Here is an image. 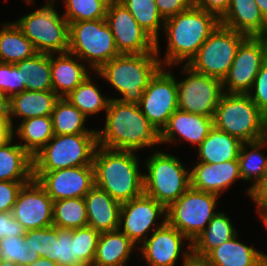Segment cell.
I'll return each mask as SVG.
<instances>
[{
    "label": "cell",
    "mask_w": 267,
    "mask_h": 266,
    "mask_svg": "<svg viewBox=\"0 0 267 266\" xmlns=\"http://www.w3.org/2000/svg\"><path fill=\"white\" fill-rule=\"evenodd\" d=\"M104 128L97 129L98 145L104 148L137 152L160 144V133L135 103L110 98Z\"/></svg>",
    "instance_id": "obj_1"
},
{
    "label": "cell",
    "mask_w": 267,
    "mask_h": 266,
    "mask_svg": "<svg viewBox=\"0 0 267 266\" xmlns=\"http://www.w3.org/2000/svg\"><path fill=\"white\" fill-rule=\"evenodd\" d=\"M219 24L215 14L194 5L166 19L162 30L168 43L162 66L188 64Z\"/></svg>",
    "instance_id": "obj_2"
},
{
    "label": "cell",
    "mask_w": 267,
    "mask_h": 266,
    "mask_svg": "<svg viewBox=\"0 0 267 266\" xmlns=\"http://www.w3.org/2000/svg\"><path fill=\"white\" fill-rule=\"evenodd\" d=\"M133 151L98 145L93 160L95 185L120 203L144 193L143 173Z\"/></svg>",
    "instance_id": "obj_3"
},
{
    "label": "cell",
    "mask_w": 267,
    "mask_h": 266,
    "mask_svg": "<svg viewBox=\"0 0 267 266\" xmlns=\"http://www.w3.org/2000/svg\"><path fill=\"white\" fill-rule=\"evenodd\" d=\"M159 48L156 44L157 52L120 54L96 71L100 78L108 80L111 86L122 95L121 98L113 99L135 104L141 101L150 80L163 67L159 59Z\"/></svg>",
    "instance_id": "obj_4"
},
{
    "label": "cell",
    "mask_w": 267,
    "mask_h": 266,
    "mask_svg": "<svg viewBox=\"0 0 267 266\" xmlns=\"http://www.w3.org/2000/svg\"><path fill=\"white\" fill-rule=\"evenodd\" d=\"M213 124L242 142H253L267 136V116L248 94L224 92L215 110Z\"/></svg>",
    "instance_id": "obj_5"
},
{
    "label": "cell",
    "mask_w": 267,
    "mask_h": 266,
    "mask_svg": "<svg viewBox=\"0 0 267 266\" xmlns=\"http://www.w3.org/2000/svg\"><path fill=\"white\" fill-rule=\"evenodd\" d=\"M97 133L54 135L33 158V172L93 165Z\"/></svg>",
    "instance_id": "obj_6"
},
{
    "label": "cell",
    "mask_w": 267,
    "mask_h": 266,
    "mask_svg": "<svg viewBox=\"0 0 267 266\" xmlns=\"http://www.w3.org/2000/svg\"><path fill=\"white\" fill-rule=\"evenodd\" d=\"M145 165L144 193L166 208L190 188V171L178 157L157 150Z\"/></svg>",
    "instance_id": "obj_7"
},
{
    "label": "cell",
    "mask_w": 267,
    "mask_h": 266,
    "mask_svg": "<svg viewBox=\"0 0 267 266\" xmlns=\"http://www.w3.org/2000/svg\"><path fill=\"white\" fill-rule=\"evenodd\" d=\"M54 6L55 0H47L38 10L15 21L39 53H64L69 48V23Z\"/></svg>",
    "instance_id": "obj_8"
},
{
    "label": "cell",
    "mask_w": 267,
    "mask_h": 266,
    "mask_svg": "<svg viewBox=\"0 0 267 266\" xmlns=\"http://www.w3.org/2000/svg\"><path fill=\"white\" fill-rule=\"evenodd\" d=\"M68 51L89 62L95 72L120 55L106 18L69 23Z\"/></svg>",
    "instance_id": "obj_9"
},
{
    "label": "cell",
    "mask_w": 267,
    "mask_h": 266,
    "mask_svg": "<svg viewBox=\"0 0 267 266\" xmlns=\"http://www.w3.org/2000/svg\"><path fill=\"white\" fill-rule=\"evenodd\" d=\"M218 198L217 194L190 187L166 208V222L193 242L216 215Z\"/></svg>",
    "instance_id": "obj_10"
},
{
    "label": "cell",
    "mask_w": 267,
    "mask_h": 266,
    "mask_svg": "<svg viewBox=\"0 0 267 266\" xmlns=\"http://www.w3.org/2000/svg\"><path fill=\"white\" fill-rule=\"evenodd\" d=\"M219 24L187 64L194 71L223 81L227 76L240 44L247 38Z\"/></svg>",
    "instance_id": "obj_11"
},
{
    "label": "cell",
    "mask_w": 267,
    "mask_h": 266,
    "mask_svg": "<svg viewBox=\"0 0 267 266\" xmlns=\"http://www.w3.org/2000/svg\"><path fill=\"white\" fill-rule=\"evenodd\" d=\"M186 78L177 83L178 110L214 117L223 91L222 80L194 71L184 64Z\"/></svg>",
    "instance_id": "obj_12"
},
{
    "label": "cell",
    "mask_w": 267,
    "mask_h": 266,
    "mask_svg": "<svg viewBox=\"0 0 267 266\" xmlns=\"http://www.w3.org/2000/svg\"><path fill=\"white\" fill-rule=\"evenodd\" d=\"M266 61L265 38L248 36L240 44L230 70L222 81L223 91L247 94L252 89L254 80Z\"/></svg>",
    "instance_id": "obj_13"
},
{
    "label": "cell",
    "mask_w": 267,
    "mask_h": 266,
    "mask_svg": "<svg viewBox=\"0 0 267 266\" xmlns=\"http://www.w3.org/2000/svg\"><path fill=\"white\" fill-rule=\"evenodd\" d=\"M177 83L174 75L163 67L150 80L138 103L140 110L160 133L170 116L178 110Z\"/></svg>",
    "instance_id": "obj_14"
},
{
    "label": "cell",
    "mask_w": 267,
    "mask_h": 266,
    "mask_svg": "<svg viewBox=\"0 0 267 266\" xmlns=\"http://www.w3.org/2000/svg\"><path fill=\"white\" fill-rule=\"evenodd\" d=\"M106 21L120 54H144L156 51V42L141 28L128 9L118 0H110Z\"/></svg>",
    "instance_id": "obj_15"
},
{
    "label": "cell",
    "mask_w": 267,
    "mask_h": 266,
    "mask_svg": "<svg viewBox=\"0 0 267 266\" xmlns=\"http://www.w3.org/2000/svg\"><path fill=\"white\" fill-rule=\"evenodd\" d=\"M33 179L44 188L53 201L84 198L95 186L93 165L33 172Z\"/></svg>",
    "instance_id": "obj_16"
},
{
    "label": "cell",
    "mask_w": 267,
    "mask_h": 266,
    "mask_svg": "<svg viewBox=\"0 0 267 266\" xmlns=\"http://www.w3.org/2000/svg\"><path fill=\"white\" fill-rule=\"evenodd\" d=\"M163 219L139 248L149 266H175L181 255L186 258L192 253V242L188 243L187 250L183 249V240L189 239L166 222V215Z\"/></svg>",
    "instance_id": "obj_17"
},
{
    "label": "cell",
    "mask_w": 267,
    "mask_h": 266,
    "mask_svg": "<svg viewBox=\"0 0 267 266\" xmlns=\"http://www.w3.org/2000/svg\"><path fill=\"white\" fill-rule=\"evenodd\" d=\"M12 214L26 231L53 226V200L44 188L32 179L20 189Z\"/></svg>",
    "instance_id": "obj_18"
},
{
    "label": "cell",
    "mask_w": 267,
    "mask_h": 266,
    "mask_svg": "<svg viewBox=\"0 0 267 266\" xmlns=\"http://www.w3.org/2000/svg\"><path fill=\"white\" fill-rule=\"evenodd\" d=\"M164 214L166 207L143 193L122 203L118 230L126 234L135 245H140L148 238V233L153 232L151 229L156 219Z\"/></svg>",
    "instance_id": "obj_19"
},
{
    "label": "cell",
    "mask_w": 267,
    "mask_h": 266,
    "mask_svg": "<svg viewBox=\"0 0 267 266\" xmlns=\"http://www.w3.org/2000/svg\"><path fill=\"white\" fill-rule=\"evenodd\" d=\"M190 171V187L204 192L220 194L241 179L238 159L208 164L196 161Z\"/></svg>",
    "instance_id": "obj_20"
},
{
    "label": "cell",
    "mask_w": 267,
    "mask_h": 266,
    "mask_svg": "<svg viewBox=\"0 0 267 266\" xmlns=\"http://www.w3.org/2000/svg\"><path fill=\"white\" fill-rule=\"evenodd\" d=\"M214 127L213 118L176 110L160 132V143H173L177 135L198 147Z\"/></svg>",
    "instance_id": "obj_21"
},
{
    "label": "cell",
    "mask_w": 267,
    "mask_h": 266,
    "mask_svg": "<svg viewBox=\"0 0 267 266\" xmlns=\"http://www.w3.org/2000/svg\"><path fill=\"white\" fill-rule=\"evenodd\" d=\"M220 24L250 37H263L267 32V20L255 0H231Z\"/></svg>",
    "instance_id": "obj_22"
},
{
    "label": "cell",
    "mask_w": 267,
    "mask_h": 266,
    "mask_svg": "<svg viewBox=\"0 0 267 266\" xmlns=\"http://www.w3.org/2000/svg\"><path fill=\"white\" fill-rule=\"evenodd\" d=\"M87 226L101 232L118 230L122 203L96 185L84 197Z\"/></svg>",
    "instance_id": "obj_23"
},
{
    "label": "cell",
    "mask_w": 267,
    "mask_h": 266,
    "mask_svg": "<svg viewBox=\"0 0 267 266\" xmlns=\"http://www.w3.org/2000/svg\"><path fill=\"white\" fill-rule=\"evenodd\" d=\"M57 54H50L52 87L60 98H65L89 76L90 69L69 51Z\"/></svg>",
    "instance_id": "obj_24"
},
{
    "label": "cell",
    "mask_w": 267,
    "mask_h": 266,
    "mask_svg": "<svg viewBox=\"0 0 267 266\" xmlns=\"http://www.w3.org/2000/svg\"><path fill=\"white\" fill-rule=\"evenodd\" d=\"M237 239L238 234L211 250L205 258L212 266H267V254Z\"/></svg>",
    "instance_id": "obj_25"
},
{
    "label": "cell",
    "mask_w": 267,
    "mask_h": 266,
    "mask_svg": "<svg viewBox=\"0 0 267 266\" xmlns=\"http://www.w3.org/2000/svg\"><path fill=\"white\" fill-rule=\"evenodd\" d=\"M265 146H267V136L253 142H243L238 156L242 180L254 181L246 190V194L252 200L255 192L267 181V156L260 152Z\"/></svg>",
    "instance_id": "obj_26"
},
{
    "label": "cell",
    "mask_w": 267,
    "mask_h": 266,
    "mask_svg": "<svg viewBox=\"0 0 267 266\" xmlns=\"http://www.w3.org/2000/svg\"><path fill=\"white\" fill-rule=\"evenodd\" d=\"M59 96L53 90H23L10 98V121L14 128L13 117L30 119L51 116ZM13 116V117H12Z\"/></svg>",
    "instance_id": "obj_27"
},
{
    "label": "cell",
    "mask_w": 267,
    "mask_h": 266,
    "mask_svg": "<svg viewBox=\"0 0 267 266\" xmlns=\"http://www.w3.org/2000/svg\"><path fill=\"white\" fill-rule=\"evenodd\" d=\"M135 246L119 230L101 232L92 266H126Z\"/></svg>",
    "instance_id": "obj_28"
},
{
    "label": "cell",
    "mask_w": 267,
    "mask_h": 266,
    "mask_svg": "<svg viewBox=\"0 0 267 266\" xmlns=\"http://www.w3.org/2000/svg\"><path fill=\"white\" fill-rule=\"evenodd\" d=\"M13 139L0 146V181H31L33 158Z\"/></svg>",
    "instance_id": "obj_29"
},
{
    "label": "cell",
    "mask_w": 267,
    "mask_h": 266,
    "mask_svg": "<svg viewBox=\"0 0 267 266\" xmlns=\"http://www.w3.org/2000/svg\"><path fill=\"white\" fill-rule=\"evenodd\" d=\"M242 144L237 137L213 127L197 148L199 161L214 164L238 159Z\"/></svg>",
    "instance_id": "obj_30"
},
{
    "label": "cell",
    "mask_w": 267,
    "mask_h": 266,
    "mask_svg": "<svg viewBox=\"0 0 267 266\" xmlns=\"http://www.w3.org/2000/svg\"><path fill=\"white\" fill-rule=\"evenodd\" d=\"M237 233L226 213L217 212L206 228L192 242V252L205 257L211 250L230 240Z\"/></svg>",
    "instance_id": "obj_31"
},
{
    "label": "cell",
    "mask_w": 267,
    "mask_h": 266,
    "mask_svg": "<svg viewBox=\"0 0 267 266\" xmlns=\"http://www.w3.org/2000/svg\"><path fill=\"white\" fill-rule=\"evenodd\" d=\"M0 62L15 64L38 53L15 22L1 24Z\"/></svg>",
    "instance_id": "obj_32"
},
{
    "label": "cell",
    "mask_w": 267,
    "mask_h": 266,
    "mask_svg": "<svg viewBox=\"0 0 267 266\" xmlns=\"http://www.w3.org/2000/svg\"><path fill=\"white\" fill-rule=\"evenodd\" d=\"M20 73L24 90H53L51 80L50 54L36 53L34 56L15 63Z\"/></svg>",
    "instance_id": "obj_33"
},
{
    "label": "cell",
    "mask_w": 267,
    "mask_h": 266,
    "mask_svg": "<svg viewBox=\"0 0 267 266\" xmlns=\"http://www.w3.org/2000/svg\"><path fill=\"white\" fill-rule=\"evenodd\" d=\"M13 130H16L13 131L14 136L18 135L19 139H21L20 145L32 157L55 135L51 116L25 119Z\"/></svg>",
    "instance_id": "obj_34"
},
{
    "label": "cell",
    "mask_w": 267,
    "mask_h": 266,
    "mask_svg": "<svg viewBox=\"0 0 267 266\" xmlns=\"http://www.w3.org/2000/svg\"><path fill=\"white\" fill-rule=\"evenodd\" d=\"M87 117L66 98H59L51 114L55 135H68L80 133H97L84 127Z\"/></svg>",
    "instance_id": "obj_35"
},
{
    "label": "cell",
    "mask_w": 267,
    "mask_h": 266,
    "mask_svg": "<svg viewBox=\"0 0 267 266\" xmlns=\"http://www.w3.org/2000/svg\"><path fill=\"white\" fill-rule=\"evenodd\" d=\"M135 18L141 28L159 44V30L164 29V18L160 15L155 0H118ZM162 23V24H161Z\"/></svg>",
    "instance_id": "obj_36"
},
{
    "label": "cell",
    "mask_w": 267,
    "mask_h": 266,
    "mask_svg": "<svg viewBox=\"0 0 267 266\" xmlns=\"http://www.w3.org/2000/svg\"><path fill=\"white\" fill-rule=\"evenodd\" d=\"M65 98L86 117L107 110L110 101V97L102 96L90 75Z\"/></svg>",
    "instance_id": "obj_37"
},
{
    "label": "cell",
    "mask_w": 267,
    "mask_h": 266,
    "mask_svg": "<svg viewBox=\"0 0 267 266\" xmlns=\"http://www.w3.org/2000/svg\"><path fill=\"white\" fill-rule=\"evenodd\" d=\"M53 226L69 230L87 226L84 198L53 201Z\"/></svg>",
    "instance_id": "obj_38"
},
{
    "label": "cell",
    "mask_w": 267,
    "mask_h": 266,
    "mask_svg": "<svg viewBox=\"0 0 267 266\" xmlns=\"http://www.w3.org/2000/svg\"><path fill=\"white\" fill-rule=\"evenodd\" d=\"M110 0H64L68 23L106 18Z\"/></svg>",
    "instance_id": "obj_39"
},
{
    "label": "cell",
    "mask_w": 267,
    "mask_h": 266,
    "mask_svg": "<svg viewBox=\"0 0 267 266\" xmlns=\"http://www.w3.org/2000/svg\"><path fill=\"white\" fill-rule=\"evenodd\" d=\"M40 258L24 236H8L0 240V260L29 265Z\"/></svg>",
    "instance_id": "obj_40"
},
{
    "label": "cell",
    "mask_w": 267,
    "mask_h": 266,
    "mask_svg": "<svg viewBox=\"0 0 267 266\" xmlns=\"http://www.w3.org/2000/svg\"><path fill=\"white\" fill-rule=\"evenodd\" d=\"M100 232L90 226L72 229L75 256L85 266H92L97 248Z\"/></svg>",
    "instance_id": "obj_41"
},
{
    "label": "cell",
    "mask_w": 267,
    "mask_h": 266,
    "mask_svg": "<svg viewBox=\"0 0 267 266\" xmlns=\"http://www.w3.org/2000/svg\"><path fill=\"white\" fill-rule=\"evenodd\" d=\"M25 241L34 252L40 257L47 258L54 262L55 240L57 239V227L49 226L42 229L28 230L25 234Z\"/></svg>",
    "instance_id": "obj_42"
},
{
    "label": "cell",
    "mask_w": 267,
    "mask_h": 266,
    "mask_svg": "<svg viewBox=\"0 0 267 266\" xmlns=\"http://www.w3.org/2000/svg\"><path fill=\"white\" fill-rule=\"evenodd\" d=\"M54 262L59 264V266H85L79 258L75 256L72 230L57 227Z\"/></svg>",
    "instance_id": "obj_43"
},
{
    "label": "cell",
    "mask_w": 267,
    "mask_h": 266,
    "mask_svg": "<svg viewBox=\"0 0 267 266\" xmlns=\"http://www.w3.org/2000/svg\"><path fill=\"white\" fill-rule=\"evenodd\" d=\"M24 90L20 73L15 64L0 62V91L11 98Z\"/></svg>",
    "instance_id": "obj_44"
},
{
    "label": "cell",
    "mask_w": 267,
    "mask_h": 266,
    "mask_svg": "<svg viewBox=\"0 0 267 266\" xmlns=\"http://www.w3.org/2000/svg\"><path fill=\"white\" fill-rule=\"evenodd\" d=\"M247 94L267 116V61L260 68L254 80L252 89Z\"/></svg>",
    "instance_id": "obj_45"
},
{
    "label": "cell",
    "mask_w": 267,
    "mask_h": 266,
    "mask_svg": "<svg viewBox=\"0 0 267 266\" xmlns=\"http://www.w3.org/2000/svg\"><path fill=\"white\" fill-rule=\"evenodd\" d=\"M30 181H0V213L12 212L18 193Z\"/></svg>",
    "instance_id": "obj_46"
},
{
    "label": "cell",
    "mask_w": 267,
    "mask_h": 266,
    "mask_svg": "<svg viewBox=\"0 0 267 266\" xmlns=\"http://www.w3.org/2000/svg\"><path fill=\"white\" fill-rule=\"evenodd\" d=\"M155 2L164 20L188 10L194 5L193 0H155Z\"/></svg>",
    "instance_id": "obj_47"
},
{
    "label": "cell",
    "mask_w": 267,
    "mask_h": 266,
    "mask_svg": "<svg viewBox=\"0 0 267 266\" xmlns=\"http://www.w3.org/2000/svg\"><path fill=\"white\" fill-rule=\"evenodd\" d=\"M25 228L13 217L12 212L0 213V240L8 236H25Z\"/></svg>",
    "instance_id": "obj_48"
},
{
    "label": "cell",
    "mask_w": 267,
    "mask_h": 266,
    "mask_svg": "<svg viewBox=\"0 0 267 266\" xmlns=\"http://www.w3.org/2000/svg\"><path fill=\"white\" fill-rule=\"evenodd\" d=\"M231 0H193L194 6L215 14L219 19L228 10Z\"/></svg>",
    "instance_id": "obj_49"
},
{
    "label": "cell",
    "mask_w": 267,
    "mask_h": 266,
    "mask_svg": "<svg viewBox=\"0 0 267 266\" xmlns=\"http://www.w3.org/2000/svg\"><path fill=\"white\" fill-rule=\"evenodd\" d=\"M257 214H267V181L255 192L253 200Z\"/></svg>",
    "instance_id": "obj_50"
},
{
    "label": "cell",
    "mask_w": 267,
    "mask_h": 266,
    "mask_svg": "<svg viewBox=\"0 0 267 266\" xmlns=\"http://www.w3.org/2000/svg\"><path fill=\"white\" fill-rule=\"evenodd\" d=\"M13 129L10 119H0V146L14 137Z\"/></svg>",
    "instance_id": "obj_51"
},
{
    "label": "cell",
    "mask_w": 267,
    "mask_h": 266,
    "mask_svg": "<svg viewBox=\"0 0 267 266\" xmlns=\"http://www.w3.org/2000/svg\"><path fill=\"white\" fill-rule=\"evenodd\" d=\"M182 266H212L205 257L198 256L193 252L186 258H183Z\"/></svg>",
    "instance_id": "obj_52"
},
{
    "label": "cell",
    "mask_w": 267,
    "mask_h": 266,
    "mask_svg": "<svg viewBox=\"0 0 267 266\" xmlns=\"http://www.w3.org/2000/svg\"><path fill=\"white\" fill-rule=\"evenodd\" d=\"M0 119L10 118V98L0 91Z\"/></svg>",
    "instance_id": "obj_53"
},
{
    "label": "cell",
    "mask_w": 267,
    "mask_h": 266,
    "mask_svg": "<svg viewBox=\"0 0 267 266\" xmlns=\"http://www.w3.org/2000/svg\"><path fill=\"white\" fill-rule=\"evenodd\" d=\"M28 266H59V264L52 262L47 258L40 257L38 260L29 264Z\"/></svg>",
    "instance_id": "obj_54"
},
{
    "label": "cell",
    "mask_w": 267,
    "mask_h": 266,
    "mask_svg": "<svg viewBox=\"0 0 267 266\" xmlns=\"http://www.w3.org/2000/svg\"><path fill=\"white\" fill-rule=\"evenodd\" d=\"M262 15L267 20V0H255Z\"/></svg>",
    "instance_id": "obj_55"
},
{
    "label": "cell",
    "mask_w": 267,
    "mask_h": 266,
    "mask_svg": "<svg viewBox=\"0 0 267 266\" xmlns=\"http://www.w3.org/2000/svg\"><path fill=\"white\" fill-rule=\"evenodd\" d=\"M0 266H28V265L14 263V262H11V261H2V260H0Z\"/></svg>",
    "instance_id": "obj_56"
},
{
    "label": "cell",
    "mask_w": 267,
    "mask_h": 266,
    "mask_svg": "<svg viewBox=\"0 0 267 266\" xmlns=\"http://www.w3.org/2000/svg\"><path fill=\"white\" fill-rule=\"evenodd\" d=\"M259 217L261 218L262 222L264 223V225L267 228V214H258Z\"/></svg>",
    "instance_id": "obj_57"
},
{
    "label": "cell",
    "mask_w": 267,
    "mask_h": 266,
    "mask_svg": "<svg viewBox=\"0 0 267 266\" xmlns=\"http://www.w3.org/2000/svg\"><path fill=\"white\" fill-rule=\"evenodd\" d=\"M24 1H25L26 3H28V4H29V3H32V4L34 3V2H33L34 0H24Z\"/></svg>",
    "instance_id": "obj_58"
},
{
    "label": "cell",
    "mask_w": 267,
    "mask_h": 266,
    "mask_svg": "<svg viewBox=\"0 0 267 266\" xmlns=\"http://www.w3.org/2000/svg\"><path fill=\"white\" fill-rule=\"evenodd\" d=\"M263 37L265 38L266 43H267V32H266V34Z\"/></svg>",
    "instance_id": "obj_59"
}]
</instances>
